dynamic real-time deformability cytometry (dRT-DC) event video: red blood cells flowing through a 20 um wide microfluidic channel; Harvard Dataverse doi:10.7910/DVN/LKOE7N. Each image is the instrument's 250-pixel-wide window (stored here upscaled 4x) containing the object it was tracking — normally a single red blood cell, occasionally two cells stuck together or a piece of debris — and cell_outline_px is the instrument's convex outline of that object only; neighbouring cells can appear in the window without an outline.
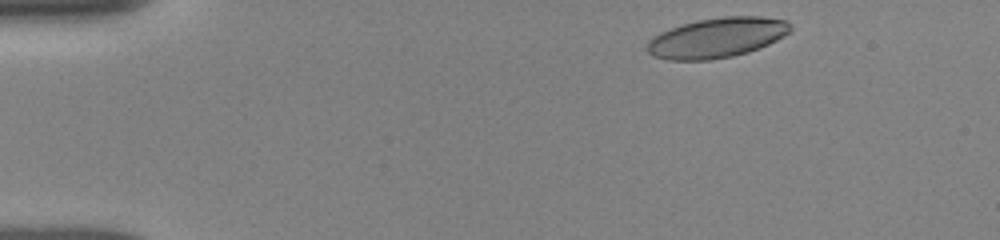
{"species": "human", "species_latin": "Homo sapiens", "temperature_condition": "room temperature", "stored_images_in_passage": 51, "camera_frame_rate_fps": 3000, "um_per_image_px": 0.085, "donor": {"sex": "female"}, "frame": {"image": 1, "passage_image": 2, "time_ms": 0.333, "image_size_px": [1000, 240], "cell_outline_px": [[792, 28], [784, 36], [760, 48], [748, 52], [732, 56], [708, 60], [668, 60], [652, 56], [648, 52], [648, 40], [660, 32], [696, 20], [724, 16], [760, 16], [784, 20], [792, 24]], "centroid_in_image_um": [60.95, 3.2], "position_along_channel_um": 24.1, "area_um2": 33.29}}
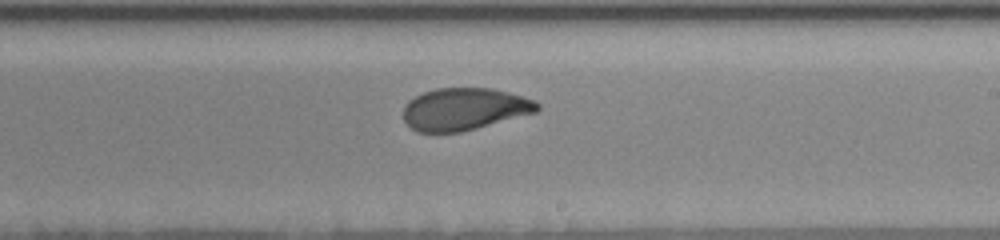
{"frame": {"image": 2, "passage_image": 28, "time_ms": 8.333, "image_size_px": [1000, 240], "cell_outline_px": [[540, 108], [536, 112], [460, 132], [416, 132], [404, 120], [404, 104], [408, 100], [424, 92], [436, 88], [492, 88], [508, 92], [536, 100], [540, 104]], "centroid_in_image_um": [39.47, 9.26], "position_along_channel_um": 249.5, "area_um2": 32.83}}
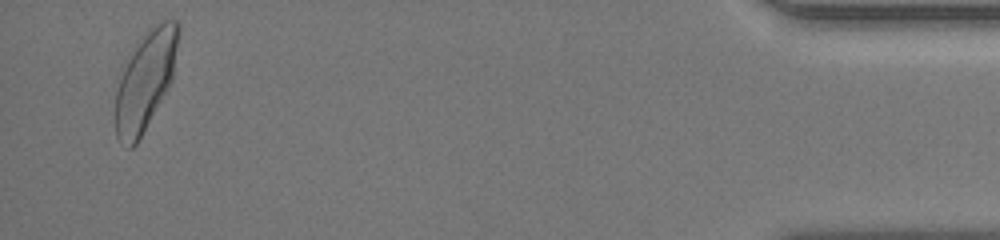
{"frame": {"image": 3, "passage_image": 50, "time_ms": 14.667, "image_size_px": [1000, 240], "cell_outline_px": [[180, 32], [172, 80], [168, 88], [136, 144], [132, 148], [128, 148], [116, 136], [116, 92], [124, 68], [128, 60], [152, 24], [164, 20], [176, 20], [180, 24]], "centroid_in_image_um": [12.4, 6.82], "position_along_channel_um": 422.8, "area_um2": 35.26}, "authors_computed_cell_mechanics": {"area_um2": 33.4084, "velocity_mm_per_s": 3.8815, "shape_relaxation_time_tau1_ms": 4.5533, "shape_relaxation_time_tau2_ms": 1.2939, "deformation_change_tau1": 0.155, "deformation_change_tau2": 0.0674}}